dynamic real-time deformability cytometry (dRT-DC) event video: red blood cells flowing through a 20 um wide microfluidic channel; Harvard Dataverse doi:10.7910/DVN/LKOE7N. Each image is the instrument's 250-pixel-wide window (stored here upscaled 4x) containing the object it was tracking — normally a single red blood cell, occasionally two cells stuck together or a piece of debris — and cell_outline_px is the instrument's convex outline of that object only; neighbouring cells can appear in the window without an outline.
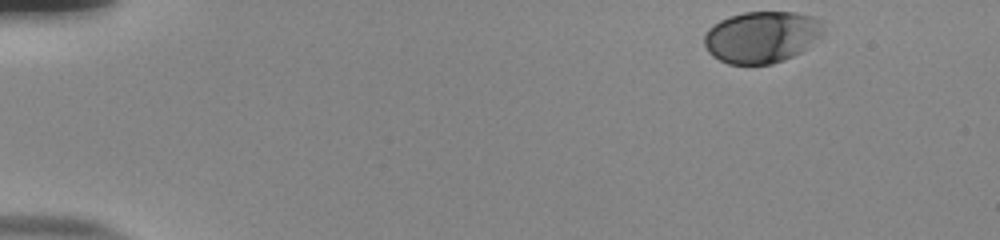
{"species": "human", "species_latin": "Homo sapiens", "temperature_condition": "room temperature", "stored_images_in_passage": 50, "camera_frame_rate_fps": 3000, "um_per_image_px": 0.085, "donor": {"sex": "male"}, "frame": {"image": 1, "passage_image": 1, "time_ms": 0.0, "image_size_px": [1000, 240], "cell_outline_px": [[820, 36], [800, 52], [784, 60], [772, 64], [728, 64], [712, 56], [708, 52], [704, 44], [704, 36], [708, 28], [712, 24], [728, 16], [744, 12], [796, 12], [812, 16], [820, 20]], "centroid_in_image_um": [64.67, 3.14], "position_along_channel_um": 20.3, "area_um2": 35.66}}
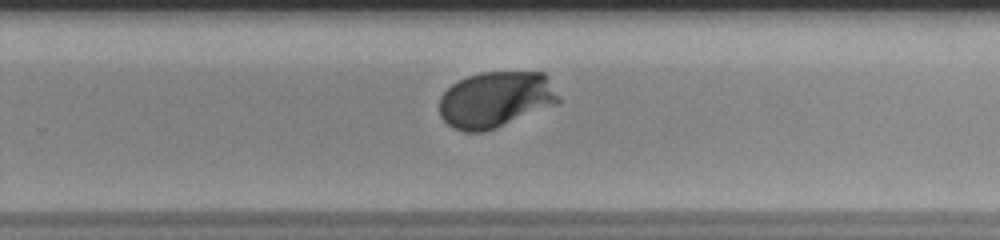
{"frame": {"image": 2, "passage_image": 32, "time_ms": 10.333, "image_size_px": [1000, 240], "cell_outline_px": [[560, 100], [556, 104], [496, 128], [484, 132], [464, 132], [452, 128], [440, 116], [440, 96], [456, 80], [480, 72], [544, 72], [560, 96]], "centroid_in_image_um": [42.11, 8.46], "position_along_channel_um": 287.7, "area_um2": 39.07}}
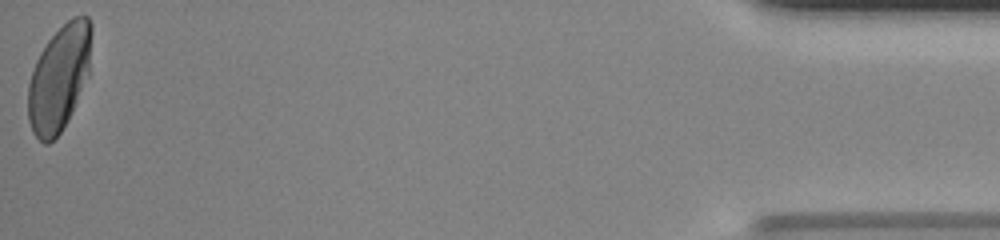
{"frame": {"image": 3, "passage_image": 50, "time_ms": 16.333, "image_size_px": [1000, 240], "cell_outline_px": [[92, 32], [88, 72], [72, 112], [68, 120], [60, 132], [48, 144], [44, 144], [32, 132], [28, 120], [28, 84], [36, 60], [40, 52], [48, 40], [72, 16], [88, 16], [92, 24]], "centroid_in_image_um": [5.01, 6.62], "position_along_channel_um": 430.2, "area_um2": 38.78}, "authors_computed_cell_mechanics": {"area_um2": 37.7434, "velocity_mm_per_s": 3.7672, "shape_relaxation_time_tau1_ms": 2.2856, "shape_relaxation_time_tau2_ms": null, "deformation_change_tau1": 0.1254, "deformation_change_tau2": null}}